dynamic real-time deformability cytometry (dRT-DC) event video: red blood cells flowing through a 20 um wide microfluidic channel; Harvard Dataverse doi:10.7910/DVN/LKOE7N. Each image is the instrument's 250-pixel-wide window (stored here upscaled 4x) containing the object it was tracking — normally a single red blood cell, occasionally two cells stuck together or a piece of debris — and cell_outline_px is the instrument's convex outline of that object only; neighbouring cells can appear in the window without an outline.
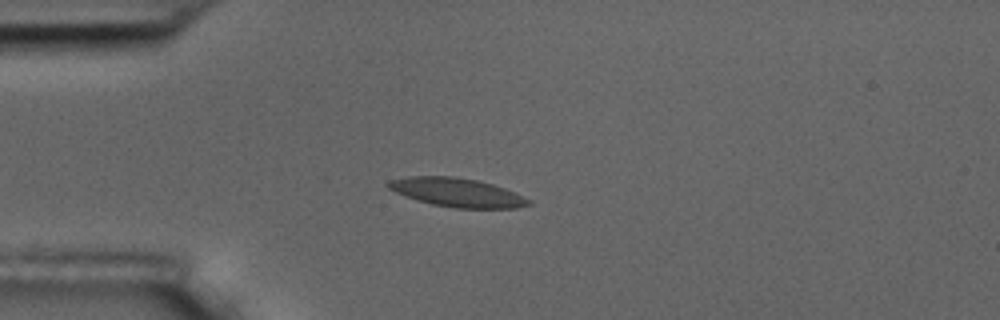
{"species": "common noctule bat (a hibernating species)", "species_latin": "Nyctalus noctula", "temperature_condition": "room temperature", "stored_images_in_passage": 52, "camera_frame_rate_fps": 3000, "um_per_image_px": 0.085, "animal": {"sex": "male", "body_mass_g": 17.5, "forearm_length_mm": 52.3}, "frame": {"image": 1, "passage_image": 10, "time_ms": 3.0, "image_size_px": [1000, 320], "cell_outline_px": [[532, 204], [516, 208], [456, 208], [432, 204], [404, 196], [388, 188], [384, 184], [392, 180], [408, 176], [452, 176], [476, 180], [492, 184], [504, 188], [532, 200]], "centroid_in_image_um": [38.85, 16.36], "position_along_channel_um": 46.2, "area_um2": 23.41}}
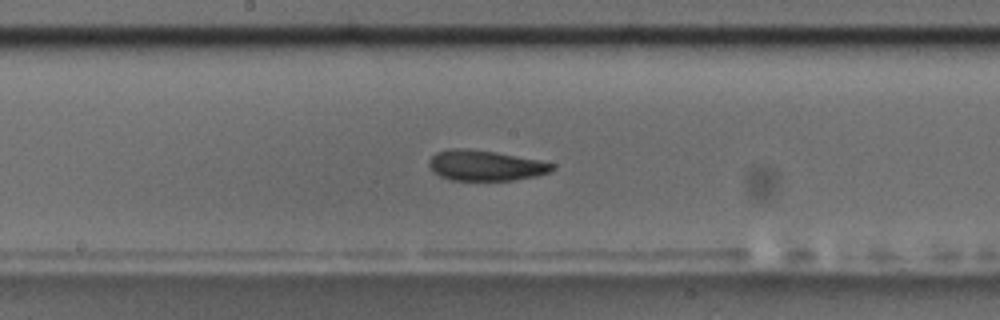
{"frame": {"image": 2, "passage_image": 25, "time_ms": 8.0, "image_size_px": [1000, 320], "cell_outline_px": [[556, 168], [548, 172], [536, 176], [512, 180], [452, 180], [440, 176], [428, 164], [428, 160], [436, 152], [448, 148], [464, 148], [496, 152], [540, 160], [556, 164]], "centroid_in_image_um": [41.27, 14.05], "position_along_channel_um": 206.9, "area_um2": 21.85}}
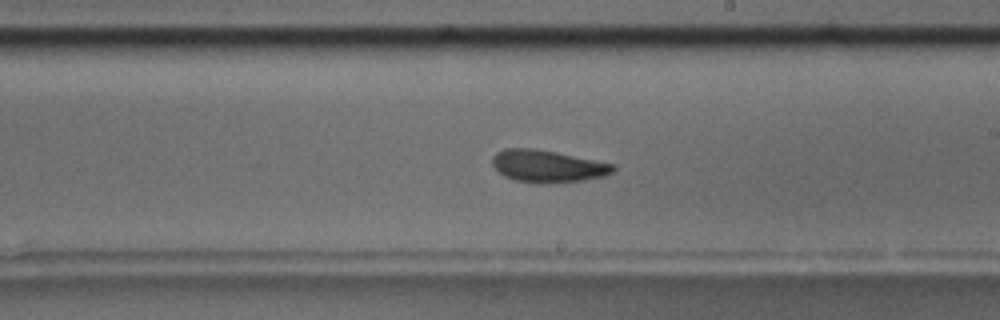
{"frame": {"image": 3, "passage_image": 28, "time_ms": 9.0, "image_size_px": [1000, 320], "cell_outline_px": [[616, 168], [612, 172], [604, 176], [584, 180], [516, 180], [504, 176], [492, 164], [492, 156], [496, 152], [504, 148], [536, 148], [616, 164]], "centroid_in_image_um": [46.55, 14.06], "position_along_channel_um": 242.4, "area_um2": 21.79}, "authors_computed_cell_mechanics": {"area_um2": 22.3975, "velocity_mm_per_s": 3.5737, "shape_relaxation_time_tau1_ms": null, "shape_relaxation_time_tau2_ms": 3.1925, "deformation_change_tau1": null, "deformation_change_tau2": 0.0851}}